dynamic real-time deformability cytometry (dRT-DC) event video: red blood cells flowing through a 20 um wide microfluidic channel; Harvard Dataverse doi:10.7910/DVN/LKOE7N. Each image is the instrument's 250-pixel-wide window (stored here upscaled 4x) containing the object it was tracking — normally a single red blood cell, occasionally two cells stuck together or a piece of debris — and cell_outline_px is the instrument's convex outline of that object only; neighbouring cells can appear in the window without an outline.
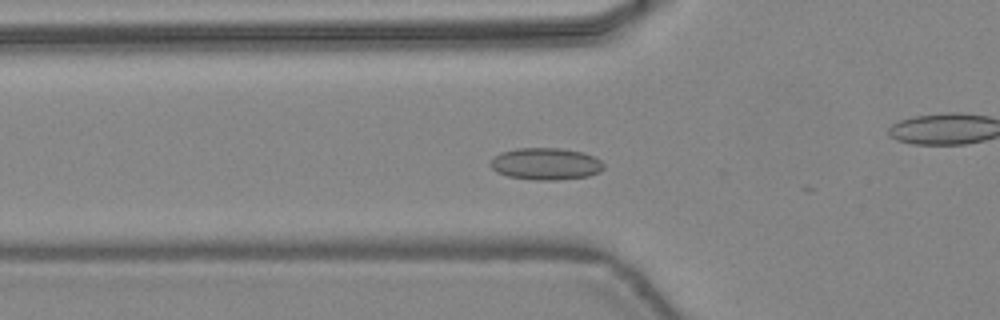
{"species": "common noctule bat (a hibernating species)", "species_latin": "Nyctalus noctula", "temperature_condition": "warm", "stored_images_in_passage": 18, "camera_frame_rate_fps": 3000, "um_per_image_px": 0.085, "animal": {"sex": "female", "body_mass_g": 24.6, "forearm_length_mm": 56.2}, "frame": {"image": 1, "passage_image": 15, "time_ms": 4.667, "image_size_px": [1000, 320], "cell_outline_px": [[604, 168], [600, 172], [588, 176], [556, 180], [536, 180], [508, 176], [496, 172], [488, 164], [500, 152], [516, 148], [560, 148], [584, 152], [600, 160], [604, 164]], "centroid_in_image_um": [46.39, 13.92], "position_along_channel_um": 79.4, "area_um2": 21.15}}